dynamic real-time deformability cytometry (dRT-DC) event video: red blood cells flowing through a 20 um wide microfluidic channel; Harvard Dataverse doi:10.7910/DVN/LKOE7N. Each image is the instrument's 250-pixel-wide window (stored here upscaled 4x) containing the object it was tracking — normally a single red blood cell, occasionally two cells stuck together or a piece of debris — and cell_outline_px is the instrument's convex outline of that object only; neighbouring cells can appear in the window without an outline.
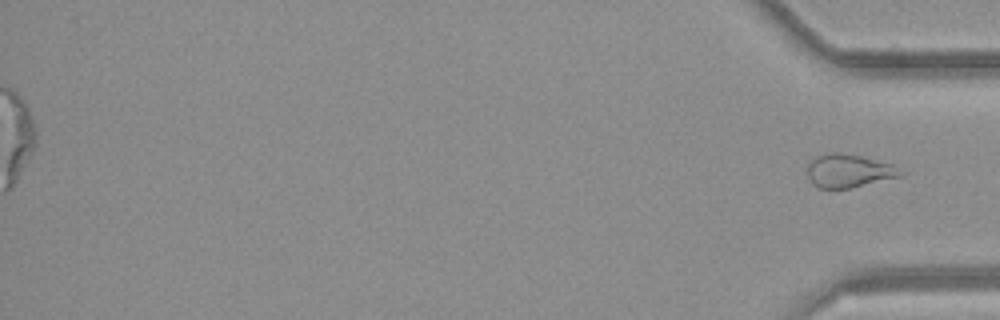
{"species": "common noctule bat (a hibernating species)", "species_latin": "Nyctalus noctula", "temperature_condition": "room temperature", "stored_images_in_passage": 50, "segment_of_instrument_passage": [2, 2], "camera_frame_rate_fps": 3000, "um_per_image_px": 0.085, "animal": {"sex": "female", "body_mass_g": 21.9}, "frame": {"image": 1, "passage_image": 50, "time_ms": 16.333, "image_size_px": [1000, 320], "cell_outline_px": [[908, 172], [900, 176], [852, 188], [816, 188], [808, 180], [808, 164], [816, 156], [824, 152], [836, 152], [860, 156], [892, 164]], "centroid_in_image_um": [72.14, 14.52], "position_along_channel_um": 363.1, "area_um2": 18.26}}